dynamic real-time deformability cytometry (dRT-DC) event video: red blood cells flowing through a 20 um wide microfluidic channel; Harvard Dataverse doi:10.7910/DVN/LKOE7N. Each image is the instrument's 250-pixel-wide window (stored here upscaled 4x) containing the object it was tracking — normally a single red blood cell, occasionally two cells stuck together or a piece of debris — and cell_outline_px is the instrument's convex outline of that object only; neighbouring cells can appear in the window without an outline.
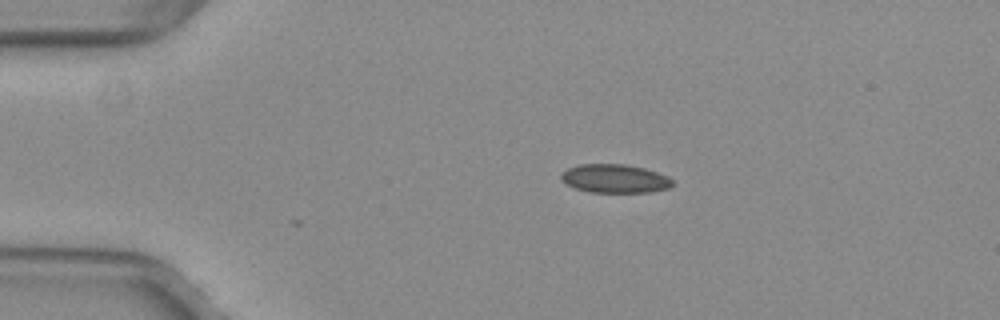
{"species": "common noctule bat (a hibernating species)", "species_latin": "Nyctalus noctula", "temperature_condition": "warm", "stored_images_in_passage": 2, "camera_frame_rate_fps": 3000, "um_per_image_px": 0.085, "animal": {"sex": "female", "body_mass_g": 29.2, "forearm_length_mm": 56.3}, "frame": {"image": 1, "passage_image": 1, "time_ms": 0.0, "image_size_px": [1000, 320], "cell_outline_px": [[672, 184], [668, 188], [652, 192], [588, 192], [576, 188], [568, 184], [560, 176], [560, 172], [568, 168], [580, 164], [624, 164], [644, 168], [668, 176], [672, 180]], "centroid_in_image_um": [52.26, 15.17], "position_along_channel_um": 32.7, "area_um2": 18.44}}